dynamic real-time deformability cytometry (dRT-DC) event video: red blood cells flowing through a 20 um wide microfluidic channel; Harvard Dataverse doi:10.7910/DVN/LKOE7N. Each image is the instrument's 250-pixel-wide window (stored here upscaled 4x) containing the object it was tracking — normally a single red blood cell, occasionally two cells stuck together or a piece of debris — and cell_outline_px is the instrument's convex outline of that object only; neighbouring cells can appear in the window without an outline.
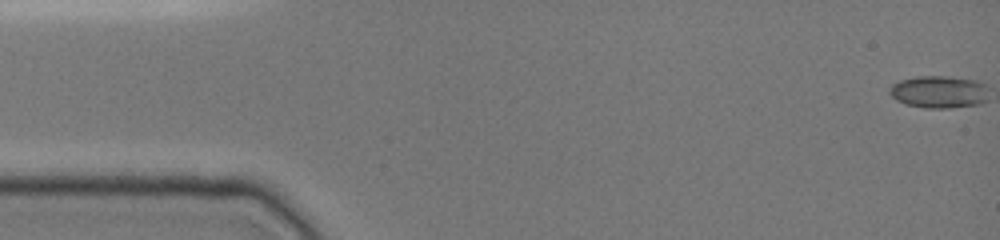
{"species": "common noctule bat (a hibernating species)", "species_latin": "Nyctalus noctula", "temperature_condition": "cold", "stored_images_in_passage": 2, "camera_frame_rate_fps": 3000, "um_per_image_px": 0.085, "animal": {"sex": "female", "body_mass_g": 19.0, "forearm_length_mm": 51.5}, "frame": {"image": 1, "passage_image": 1, "time_ms": 0.0, "image_size_px": [1000, 240], "cell_outline_px": [[984, 100], [976, 104], [944, 108], [932, 108], [908, 104], [896, 100], [892, 96], [892, 88], [900, 80], [916, 76], [944, 76], [980, 80], [984, 84]], "centroid_in_image_um": [79.81, 7.78], "position_along_channel_um": 5.2, "area_um2": 17.92}}